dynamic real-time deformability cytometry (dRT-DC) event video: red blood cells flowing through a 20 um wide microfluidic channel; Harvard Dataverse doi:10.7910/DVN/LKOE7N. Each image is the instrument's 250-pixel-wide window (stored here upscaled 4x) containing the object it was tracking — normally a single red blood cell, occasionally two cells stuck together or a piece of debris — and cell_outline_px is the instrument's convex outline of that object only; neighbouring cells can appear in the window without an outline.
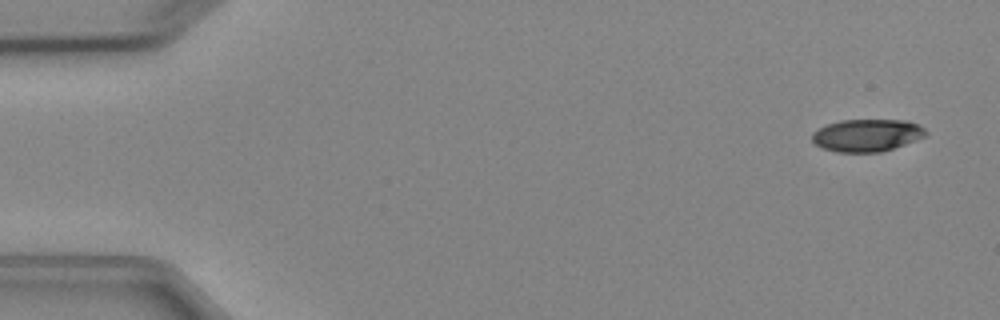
{"species": "Egyptian fruit bat (a non-hibernating species)", "species_latin": "Rousettus aegyptiacus", "temperature_condition": "cold", "stored_images_in_passage": 4, "camera_frame_rate_fps": 3000, "um_per_image_px": 0.085, "animal": {"sex": "female"}, "frame": {"image": 1, "passage_image": 1, "time_ms": 0.0, "image_size_px": [1000, 320], "cell_outline_px": [[928, 132], [924, 136], [916, 140], [880, 152], [836, 152], [820, 148], [812, 140], [812, 132], [828, 124], [840, 120], [908, 120], [920, 124]], "centroid_in_image_um": [73.69, 11.49], "position_along_channel_um": 11.3, "area_um2": 21.5}}
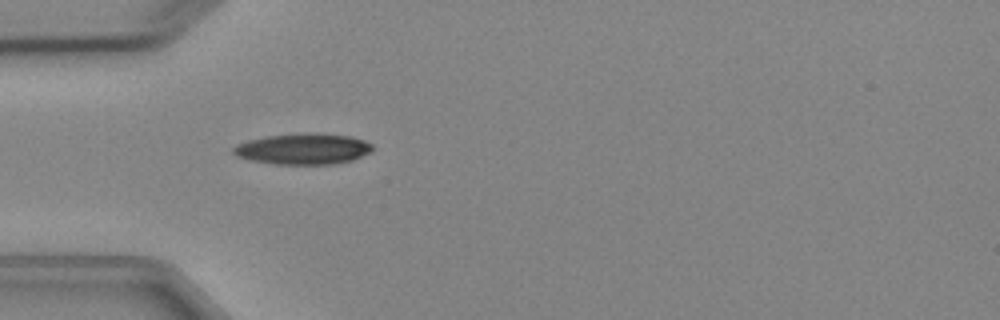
{"frame": {"image": 2, "passage_image": 4, "time_ms": 4.333, "image_size_px": [1000, 320], "cell_outline_px": [[372, 152], [352, 160], [336, 164], [276, 164], [252, 160], [236, 156], [232, 152], [232, 148], [236, 144], [248, 140], [268, 136], [308, 132], [320, 132], [348, 136], [364, 140], [372, 144]], "centroid_in_image_um": [25.78, 12.65], "position_along_channel_um": 59.2, "area_um2": 25.26}}